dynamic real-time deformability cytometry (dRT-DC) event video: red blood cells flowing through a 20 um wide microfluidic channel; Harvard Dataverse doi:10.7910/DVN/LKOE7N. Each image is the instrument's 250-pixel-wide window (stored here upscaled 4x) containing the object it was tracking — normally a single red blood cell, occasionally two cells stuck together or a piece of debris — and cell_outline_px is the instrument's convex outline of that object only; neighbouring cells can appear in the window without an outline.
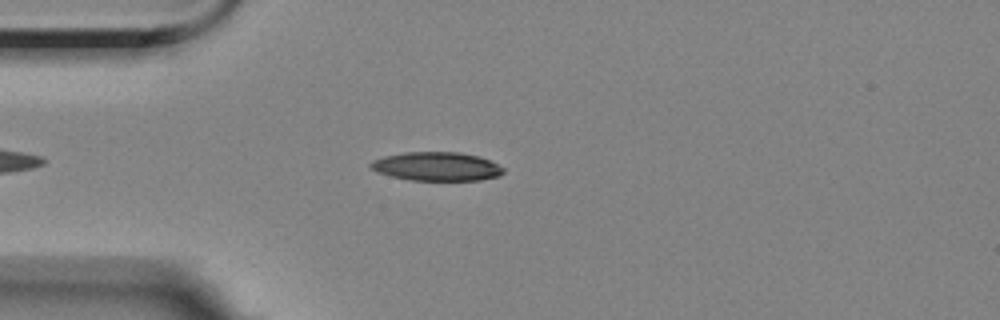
{"species": "Egyptian fruit bat (a non-hibernating species)", "species_latin": "Rousettus aegyptiacus", "temperature_condition": "room temperature", "stored_images_in_passage": 46, "camera_frame_rate_fps": 3000, "um_per_image_px": 0.085, "animal": {"sex": "female"}, "frame": {"image": 1, "passage_image": 8, "time_ms": 2.333, "image_size_px": [1000, 320], "cell_outline_px": [[504, 172], [500, 176], [480, 180], [412, 180], [392, 176], [380, 172], [372, 168], [368, 164], [372, 160], [384, 156], [404, 152], [460, 152], [476, 156], [488, 160], [504, 168]], "centroid_in_image_um": [37.12, 14.14], "position_along_channel_um": 47.9, "area_um2": 22.02}}
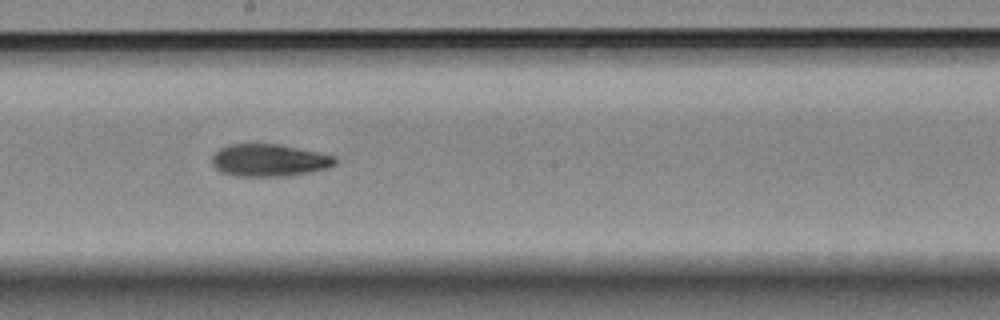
{"frame": {"image": 2, "passage_image": 24, "time_ms": 7.667, "image_size_px": [1000, 320], "cell_outline_px": [[336, 164], [328, 168], [288, 176], [236, 176], [220, 172], [212, 164], [212, 156], [220, 148], [228, 144], [280, 144], [336, 156]], "centroid_in_image_um": [22.87, 13.62], "position_along_channel_um": 225.3, "area_um2": 23.24}}
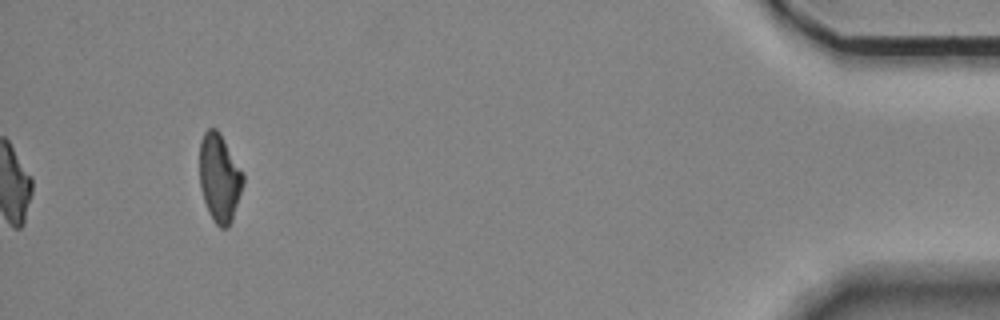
{"frame": {"image": 3, "passage_image": 46, "time_ms": 15.0, "image_size_px": [1000, 320], "cell_outline_px": [[244, 184], [232, 220], [228, 228], [220, 228], [212, 220], [208, 212], [200, 188], [200, 140], [204, 132], [208, 128], [216, 128], [220, 132], [244, 172]], "centroid_in_image_um": [18.67, 15.11], "position_along_channel_um": 416.5, "area_um2": 22.72}, "authors_computed_cell_mechanics": {"area_um2": 22.7732, "velocity_mm_per_s": 3.5404, "shape_relaxation_time_tau1_ms": 9.5024, "shape_relaxation_time_tau2_ms": 9.7462, "deformation_change_tau1": 0.2116, "deformation_change_tau2": 0.1791}}